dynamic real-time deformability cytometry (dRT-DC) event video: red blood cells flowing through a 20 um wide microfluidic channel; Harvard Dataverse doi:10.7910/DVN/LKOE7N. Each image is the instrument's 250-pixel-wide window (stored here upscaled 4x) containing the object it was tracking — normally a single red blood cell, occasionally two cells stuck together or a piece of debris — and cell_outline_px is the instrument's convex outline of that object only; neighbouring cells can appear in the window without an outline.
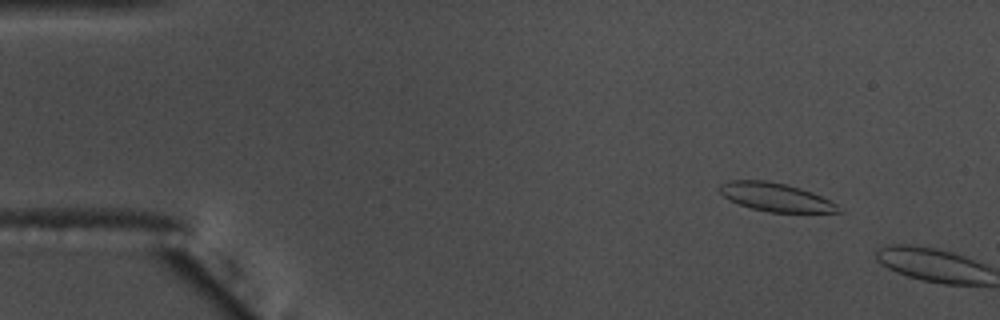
{"species": "common noctule bat (a hibernating species)", "species_latin": "Nyctalus noctula", "temperature_condition": "warm", "stored_images_in_passage": 13, "camera_frame_rate_fps": 3000, "um_per_image_px": 0.085, "animal": {"sex": "male", "body_mass_g": 17.5, "forearm_length_mm": 52.3}, "frame": {"image": 1, "passage_image": 6, "time_ms": 1.667, "image_size_px": [1000, 320], "cell_outline_px": [[840, 212], [768, 212], [752, 208], [728, 200], [720, 192], [720, 184], [728, 180], [768, 180], [788, 184], [812, 192], [836, 204]], "centroid_in_image_um": [65.88, 16.74], "position_along_channel_um": 19.1, "area_um2": 19.48}}